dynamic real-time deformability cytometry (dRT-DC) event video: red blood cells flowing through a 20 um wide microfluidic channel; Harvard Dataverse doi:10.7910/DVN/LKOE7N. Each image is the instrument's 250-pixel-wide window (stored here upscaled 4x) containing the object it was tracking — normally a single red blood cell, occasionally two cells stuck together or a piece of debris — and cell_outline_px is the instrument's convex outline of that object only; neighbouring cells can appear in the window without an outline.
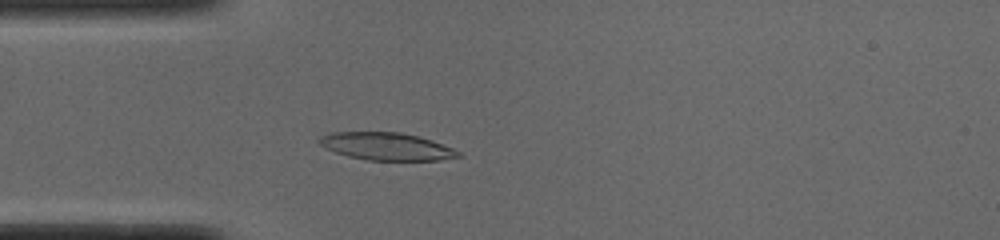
{"species": "common noctule bat (a hibernating species)", "species_latin": "Nyctalus noctula", "temperature_condition": "cold", "stored_images_in_passage": 49, "camera_frame_rate_fps": 3000, "um_per_image_px": 0.085, "animal": {"sex": "male", "body_mass_g": 19.0, "forearm_length_mm": 50.8}, "frame": {"image": 1, "passage_image": 12, "time_ms": 3.667, "image_size_px": [1000, 240], "cell_outline_px": [[464, 156], [440, 160], [368, 160], [348, 156], [324, 148], [316, 140], [320, 136], [332, 132], [400, 132], [432, 140], [452, 148], [460, 152]], "centroid_in_image_um": [32.84, 12.44], "position_along_channel_um": 52.2, "area_um2": 22.31}}
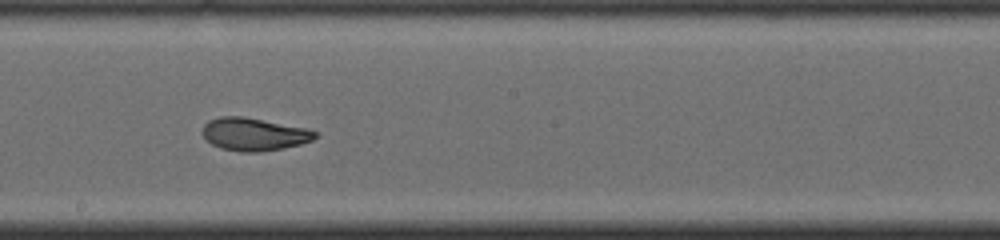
{"frame": {"image": 2, "passage_image": 26, "time_ms": 8.333, "image_size_px": [1000, 240], "cell_outline_px": [[320, 136], [312, 140], [300, 144], [260, 152], [240, 152], [220, 148], [204, 140], [200, 132], [204, 124], [208, 120], [220, 116], [244, 116], [308, 128], [320, 132]], "centroid_in_image_um": [21.57, 11.4], "position_along_channel_um": 226.6, "area_um2": 22.02}}
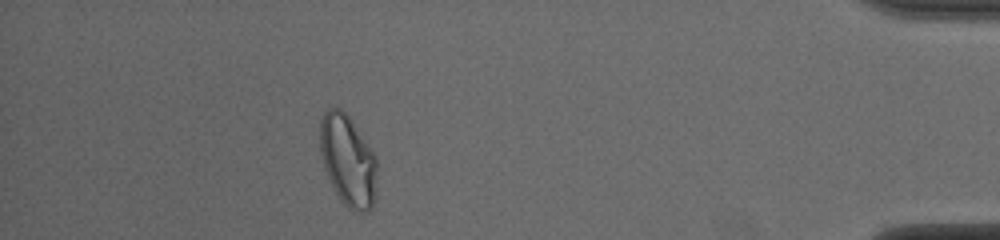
{"frame": {"image": 3, "passage_image": 44, "time_ms": 14.333, "image_size_px": [1000, 240], "cell_outline_px": [[376, 196], [372, 208], [368, 212], [356, 212], [348, 208], [340, 200], [324, 168], [320, 152], [320, 116], [328, 108], [340, 108], [348, 116], [376, 156]], "centroid_in_image_um": [29.57, 13.67], "position_along_channel_um": 405.6, "area_um2": 30.29}, "authors_computed_cell_mechanics": {"area_um2": 22.4842, "velocity_mm_per_s": 3.8754, "shape_relaxation_time_tau1_ms": 9.477, "shape_relaxation_time_tau2_ms": 2.0402, "deformation_change_tau1": 0.2716, "deformation_change_tau2": 0.0766}}